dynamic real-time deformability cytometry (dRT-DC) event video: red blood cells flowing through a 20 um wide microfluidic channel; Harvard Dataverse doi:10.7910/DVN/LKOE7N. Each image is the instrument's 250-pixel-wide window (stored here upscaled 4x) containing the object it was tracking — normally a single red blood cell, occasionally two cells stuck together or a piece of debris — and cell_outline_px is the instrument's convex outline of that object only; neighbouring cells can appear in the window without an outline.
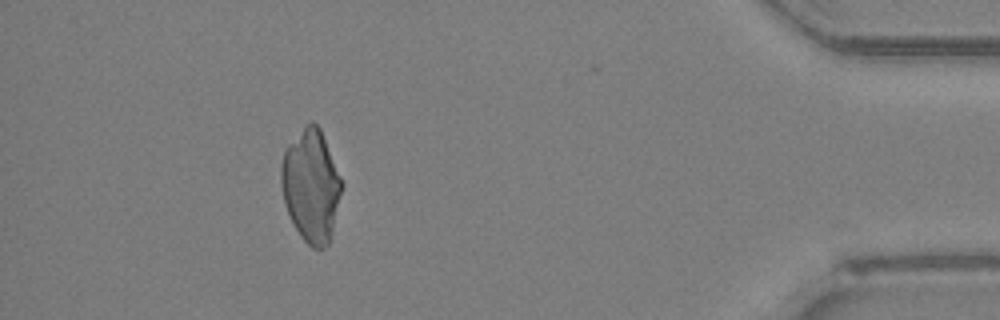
{"species": "Egyptian fruit bat (a non-hibernating species)", "species_latin": "Rousettus aegyptiacus", "temperature_condition": "room temperature", "stored_images_in_passage": 44, "camera_frame_rate_fps": 3000, "um_per_image_px": 0.085, "animal": {"sex": "female"}, "frame": {"image": 1, "passage_image": 40, "time_ms": 13.0, "image_size_px": [1000, 320], "cell_outline_px": [[344, 184], [328, 244], [324, 248], [312, 248], [300, 236], [284, 204], [280, 184], [280, 168], [284, 152], [288, 144], [312, 120], [320, 128]], "centroid_in_image_um": [26.43, 15.79], "position_along_channel_um": 408.8, "area_um2": 39.36}}